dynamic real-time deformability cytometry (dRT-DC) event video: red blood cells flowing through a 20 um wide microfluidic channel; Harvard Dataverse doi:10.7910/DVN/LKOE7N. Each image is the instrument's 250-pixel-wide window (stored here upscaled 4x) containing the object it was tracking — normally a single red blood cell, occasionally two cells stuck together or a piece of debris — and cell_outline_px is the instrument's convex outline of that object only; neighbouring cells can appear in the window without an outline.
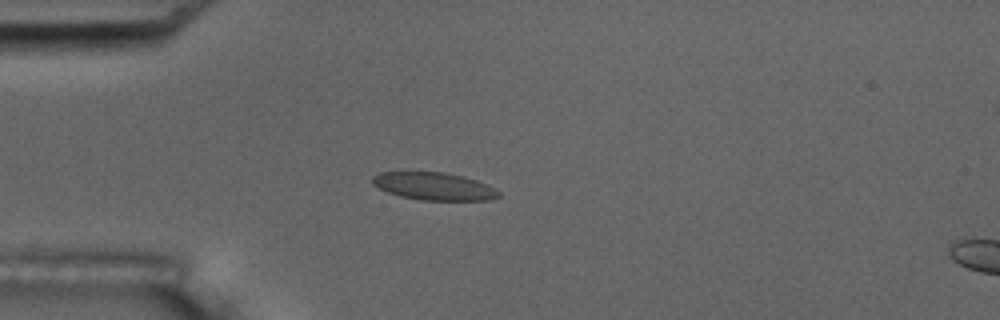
{"species": "common noctule bat (a hibernating species)", "species_latin": "Nyctalus noctula", "temperature_condition": "room temperature", "stored_images_in_passage": 5, "camera_frame_rate_fps": 3000, "um_per_image_px": 0.085, "animal": {"sex": "male", "body_mass_g": 17.5, "forearm_length_mm": 52.3}, "frame": {"image": 1, "passage_image": 4, "time_ms": 4.333, "image_size_px": [1000, 320], "cell_outline_px": [[500, 196], [488, 200], [420, 200], [400, 196], [388, 192], [372, 184], [372, 176], [380, 172], [444, 172], [464, 176], [488, 184], [496, 188], [500, 192]], "centroid_in_image_um": [36.91, 15.83], "position_along_channel_um": 48.1, "area_um2": 20.4}}